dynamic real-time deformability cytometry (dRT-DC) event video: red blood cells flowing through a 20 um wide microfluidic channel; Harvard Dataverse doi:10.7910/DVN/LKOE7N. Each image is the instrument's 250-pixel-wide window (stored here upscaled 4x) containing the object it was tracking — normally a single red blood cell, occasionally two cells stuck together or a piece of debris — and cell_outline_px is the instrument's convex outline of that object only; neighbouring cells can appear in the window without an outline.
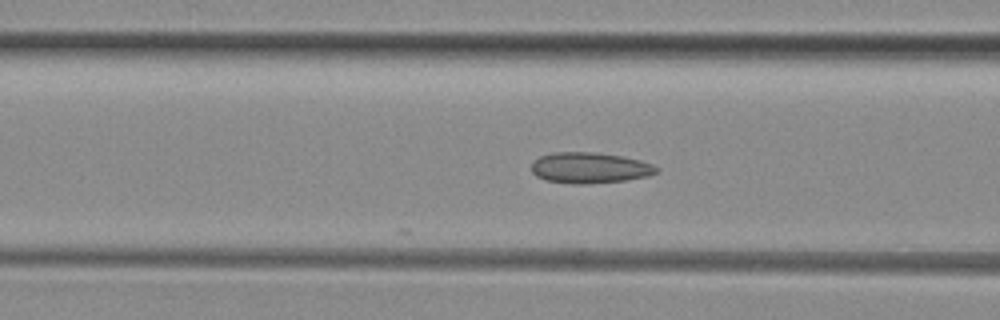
{"species": "common noctule bat (a hibernating species)", "species_latin": "Nyctalus noctula", "temperature_condition": "room temperature", "stored_images_in_passage": 6, "camera_frame_rate_fps": 3000, "um_per_image_px": 0.085, "animal": {"sex": "female", "body_mass_g": 29.2, "forearm_length_mm": 56.3}, "frame": {"image": 1, "passage_image": 6, "time_ms": 1.667, "image_size_px": [1000, 320], "cell_outline_px": [[660, 172], [648, 176], [628, 180], [588, 184], [572, 184], [544, 180], [536, 176], [532, 172], [532, 160], [540, 156], [552, 152], [596, 152], [624, 156], [640, 160], [652, 164], [660, 168]], "centroid_in_image_um": [50.14, 14.26], "position_along_channel_um": 116.5, "area_um2": 22.95}}